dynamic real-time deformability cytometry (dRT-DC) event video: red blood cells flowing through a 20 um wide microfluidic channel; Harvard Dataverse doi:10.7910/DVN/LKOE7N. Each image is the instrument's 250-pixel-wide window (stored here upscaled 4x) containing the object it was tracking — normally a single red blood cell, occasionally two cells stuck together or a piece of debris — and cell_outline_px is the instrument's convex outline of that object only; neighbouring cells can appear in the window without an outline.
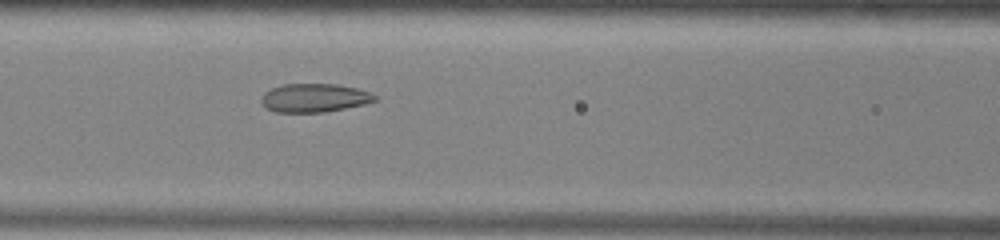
{"species": "common noctule bat (a hibernating species)", "species_latin": "Nyctalus noctula", "temperature_condition": "warm", "stored_images_in_passage": 42, "camera_frame_rate_fps": 3000, "um_per_image_px": 0.085, "animal": {"sex": "male", "body_mass_g": 13.0, "forearm_length_mm": 53.1}, "frame": {"image": 1, "passage_image": 21, "time_ms": 6.667, "image_size_px": [1000, 240], "cell_outline_px": [[376, 100], [364, 104], [324, 112], [276, 112], [268, 108], [260, 100], [260, 96], [264, 92], [272, 88], [284, 84], [336, 84], [356, 88], [368, 92], [376, 96]], "centroid_in_image_um": [26.69, 8.31], "position_along_channel_um": 139.9, "area_um2": 18.67}}
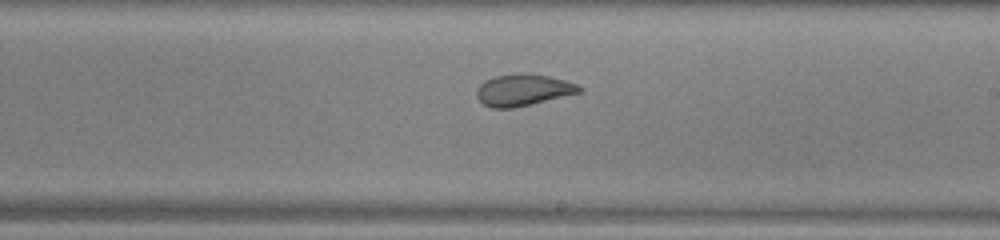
{"frame": {"image": 2, "passage_image": 29, "time_ms": 9.333, "image_size_px": [1000, 240], "cell_outline_px": [[584, 88], [580, 92], [532, 104], [512, 108], [492, 108], [484, 104], [476, 96], [476, 88], [484, 80], [496, 76], [548, 76], [564, 80], [576, 84]], "centroid_in_image_um": [44.44, 7.7], "position_along_channel_um": 244.6, "area_um2": 18.15}}
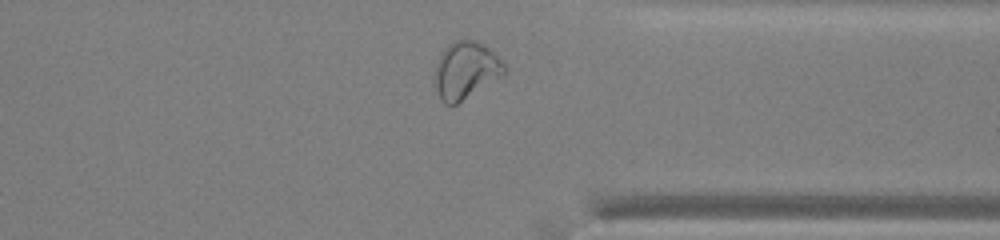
{"frame": {"image": 3, "passage_image": 39, "time_ms": 12.667, "image_size_px": [1000, 240], "cell_outline_px": [[508, 72], [456, 104], [444, 104], [440, 100], [436, 88], [436, 60], [440, 52], [452, 40], [476, 40], [484, 44], [504, 64]], "centroid_in_image_um": [39.57, 5.95], "position_along_channel_um": 371.8, "area_um2": 23.0}, "authors_computed_cell_mechanics": {"area_um2": 21.4727, "velocity_mm_per_s": 3.9401, "shape_relaxation_time_tau1_ms": null, "shape_relaxation_time_tau2_ms": 1.3592, "deformation_change_tau1": null, "deformation_change_tau2": 0.0814}}